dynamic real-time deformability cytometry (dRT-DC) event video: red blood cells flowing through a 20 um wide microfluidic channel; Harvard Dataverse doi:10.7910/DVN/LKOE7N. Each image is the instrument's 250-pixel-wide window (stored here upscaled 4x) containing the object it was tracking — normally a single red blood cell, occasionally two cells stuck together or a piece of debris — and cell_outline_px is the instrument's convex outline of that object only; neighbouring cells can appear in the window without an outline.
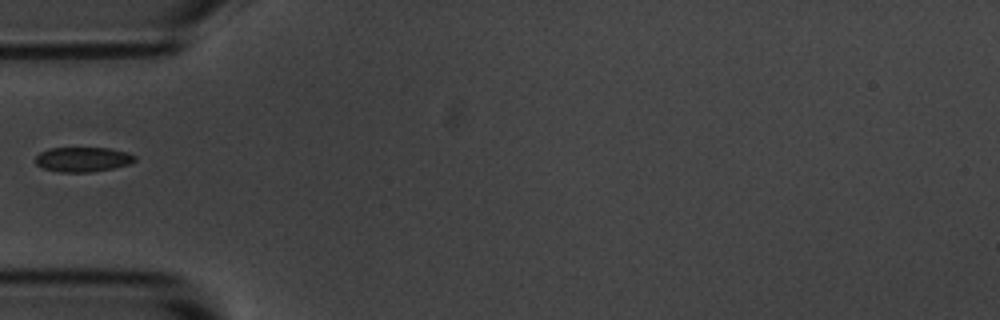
{"species": "common noctule bat (a hibernating species)", "species_latin": "Nyctalus noctula", "temperature_condition": "room temperature", "stored_images_in_passage": 5, "segment_of_instrument_passage": [2, 2], "camera_frame_rate_fps": 3000, "um_per_image_px": 0.085, "animal": {"sex": "male", "body_mass_g": 20.1, "forearm_length_mm": 53.5}, "frame": {"image": 1, "passage_image": 4, "time_ms": 1.0, "image_size_px": [1000, 320], "cell_outline_px": [[136, 160], [128, 164], [112, 168], [88, 172], [60, 172], [44, 168], [36, 164], [36, 156], [40, 152], [48, 148], [108, 148], [124, 152], [136, 156]], "centroid_in_image_um": [7.01, 13.54], "position_along_channel_um": 78.0, "area_um2": 14.1}}